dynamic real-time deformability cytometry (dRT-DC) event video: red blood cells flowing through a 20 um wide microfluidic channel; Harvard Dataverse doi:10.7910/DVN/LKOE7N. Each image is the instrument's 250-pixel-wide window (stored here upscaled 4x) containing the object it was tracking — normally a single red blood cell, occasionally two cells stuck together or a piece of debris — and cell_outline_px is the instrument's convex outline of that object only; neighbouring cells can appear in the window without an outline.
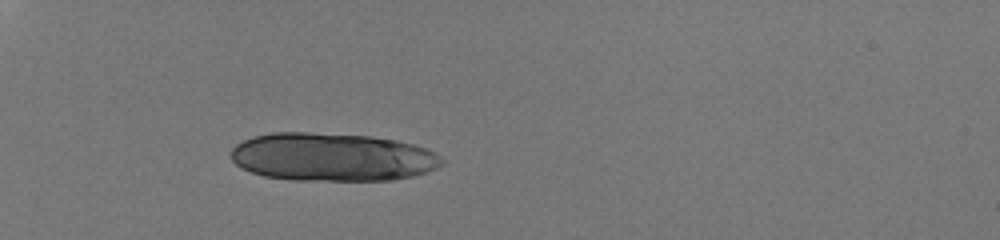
{"species": "human", "species_latin": "Homo sapiens", "temperature_condition": "room temperature", "stored_images_in_passage": 9, "segment_of_instrument_passage": [3, 3], "camera_frame_rate_fps": 3000, "um_per_image_px": 0.085, "donor": {"sex": "male"}, "frame": {"image": 1, "passage_image": 9, "time_ms": 2.667, "image_size_px": [1000, 240], "cell_outline_px": [[396, 176], [368, 180], [340, 180], [272, 176], [256, 172], [240, 164], [236, 160], [236, 148], [240, 144], [248, 140], [260, 136], [356, 136], [384, 140], [396, 144]], "centroid_in_image_um": [27.16, 13.36], "position_along_channel_um": 57.8, "area_um2": 45.14}}